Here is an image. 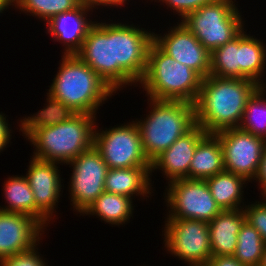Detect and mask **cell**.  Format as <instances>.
<instances>
[{
  "label": "cell",
  "instance_id": "cell-1",
  "mask_svg": "<svg viewBox=\"0 0 266 266\" xmlns=\"http://www.w3.org/2000/svg\"><path fill=\"white\" fill-rule=\"evenodd\" d=\"M259 87L250 79L207 76L194 104L196 125L206 133L238 128L248 99Z\"/></svg>",
  "mask_w": 266,
  "mask_h": 266
},
{
  "label": "cell",
  "instance_id": "cell-2",
  "mask_svg": "<svg viewBox=\"0 0 266 266\" xmlns=\"http://www.w3.org/2000/svg\"><path fill=\"white\" fill-rule=\"evenodd\" d=\"M61 57L48 94L76 114L96 116L99 107L115 92L76 54H62Z\"/></svg>",
  "mask_w": 266,
  "mask_h": 266
},
{
  "label": "cell",
  "instance_id": "cell-3",
  "mask_svg": "<svg viewBox=\"0 0 266 266\" xmlns=\"http://www.w3.org/2000/svg\"><path fill=\"white\" fill-rule=\"evenodd\" d=\"M147 98L150 111L134 122L141 134L144 153L152 162L196 125L195 107L185 101Z\"/></svg>",
  "mask_w": 266,
  "mask_h": 266
},
{
  "label": "cell",
  "instance_id": "cell-4",
  "mask_svg": "<svg viewBox=\"0 0 266 266\" xmlns=\"http://www.w3.org/2000/svg\"><path fill=\"white\" fill-rule=\"evenodd\" d=\"M202 80L196 71L175 61L153 41L145 74L138 84L150 98L195 104Z\"/></svg>",
  "mask_w": 266,
  "mask_h": 266
},
{
  "label": "cell",
  "instance_id": "cell-5",
  "mask_svg": "<svg viewBox=\"0 0 266 266\" xmlns=\"http://www.w3.org/2000/svg\"><path fill=\"white\" fill-rule=\"evenodd\" d=\"M96 116L75 114L69 120L36 129L27 139L33 145L32 157L68 164L94 146Z\"/></svg>",
  "mask_w": 266,
  "mask_h": 266
},
{
  "label": "cell",
  "instance_id": "cell-6",
  "mask_svg": "<svg viewBox=\"0 0 266 266\" xmlns=\"http://www.w3.org/2000/svg\"><path fill=\"white\" fill-rule=\"evenodd\" d=\"M235 1L215 0L188 13L181 22L211 53L230 42L245 27Z\"/></svg>",
  "mask_w": 266,
  "mask_h": 266
},
{
  "label": "cell",
  "instance_id": "cell-7",
  "mask_svg": "<svg viewBox=\"0 0 266 266\" xmlns=\"http://www.w3.org/2000/svg\"><path fill=\"white\" fill-rule=\"evenodd\" d=\"M132 24L113 22L114 63H117V92L142 80L154 32ZM123 87V88H122Z\"/></svg>",
  "mask_w": 266,
  "mask_h": 266
},
{
  "label": "cell",
  "instance_id": "cell-8",
  "mask_svg": "<svg viewBox=\"0 0 266 266\" xmlns=\"http://www.w3.org/2000/svg\"><path fill=\"white\" fill-rule=\"evenodd\" d=\"M97 128L99 129L96 124L94 147L100 152L109 169L151 167L134 120L105 130L102 127L99 130Z\"/></svg>",
  "mask_w": 266,
  "mask_h": 266
},
{
  "label": "cell",
  "instance_id": "cell-9",
  "mask_svg": "<svg viewBox=\"0 0 266 266\" xmlns=\"http://www.w3.org/2000/svg\"><path fill=\"white\" fill-rule=\"evenodd\" d=\"M164 247L187 265H207L212 257L209 224L196 219L166 218Z\"/></svg>",
  "mask_w": 266,
  "mask_h": 266
},
{
  "label": "cell",
  "instance_id": "cell-10",
  "mask_svg": "<svg viewBox=\"0 0 266 266\" xmlns=\"http://www.w3.org/2000/svg\"><path fill=\"white\" fill-rule=\"evenodd\" d=\"M165 189L164 199L169 212L165 218L209 223L221 211L205 180L177 179L169 182Z\"/></svg>",
  "mask_w": 266,
  "mask_h": 266
},
{
  "label": "cell",
  "instance_id": "cell-11",
  "mask_svg": "<svg viewBox=\"0 0 266 266\" xmlns=\"http://www.w3.org/2000/svg\"><path fill=\"white\" fill-rule=\"evenodd\" d=\"M73 170L68 184L70 203L77 214L82 213L105 191L108 166L93 146L68 164Z\"/></svg>",
  "mask_w": 266,
  "mask_h": 266
},
{
  "label": "cell",
  "instance_id": "cell-12",
  "mask_svg": "<svg viewBox=\"0 0 266 266\" xmlns=\"http://www.w3.org/2000/svg\"><path fill=\"white\" fill-rule=\"evenodd\" d=\"M223 149L224 169L254 181L260 166L266 140L239 128L215 133Z\"/></svg>",
  "mask_w": 266,
  "mask_h": 266
},
{
  "label": "cell",
  "instance_id": "cell-13",
  "mask_svg": "<svg viewBox=\"0 0 266 266\" xmlns=\"http://www.w3.org/2000/svg\"><path fill=\"white\" fill-rule=\"evenodd\" d=\"M26 179L36 202V220L47 230L58 207L63 179L60 177L59 163L37 159L31 156ZM58 165V166H57Z\"/></svg>",
  "mask_w": 266,
  "mask_h": 266
},
{
  "label": "cell",
  "instance_id": "cell-14",
  "mask_svg": "<svg viewBox=\"0 0 266 266\" xmlns=\"http://www.w3.org/2000/svg\"><path fill=\"white\" fill-rule=\"evenodd\" d=\"M90 28L76 55L116 93L117 63H114L113 22H99Z\"/></svg>",
  "mask_w": 266,
  "mask_h": 266
},
{
  "label": "cell",
  "instance_id": "cell-15",
  "mask_svg": "<svg viewBox=\"0 0 266 266\" xmlns=\"http://www.w3.org/2000/svg\"><path fill=\"white\" fill-rule=\"evenodd\" d=\"M178 20L164 35L153 34V41L175 61L196 71L203 79L210 75V52Z\"/></svg>",
  "mask_w": 266,
  "mask_h": 266
},
{
  "label": "cell",
  "instance_id": "cell-16",
  "mask_svg": "<svg viewBox=\"0 0 266 266\" xmlns=\"http://www.w3.org/2000/svg\"><path fill=\"white\" fill-rule=\"evenodd\" d=\"M45 228L33 217L0 210V261L36 246Z\"/></svg>",
  "mask_w": 266,
  "mask_h": 266
},
{
  "label": "cell",
  "instance_id": "cell-17",
  "mask_svg": "<svg viewBox=\"0 0 266 266\" xmlns=\"http://www.w3.org/2000/svg\"><path fill=\"white\" fill-rule=\"evenodd\" d=\"M89 12L93 9L81 2L76 8L57 14L45 23L47 34L65 47L63 54H76L81 49L88 31L96 22L88 18Z\"/></svg>",
  "mask_w": 266,
  "mask_h": 266
},
{
  "label": "cell",
  "instance_id": "cell-18",
  "mask_svg": "<svg viewBox=\"0 0 266 266\" xmlns=\"http://www.w3.org/2000/svg\"><path fill=\"white\" fill-rule=\"evenodd\" d=\"M205 134L201 126L195 125L189 132L178 138L151 162V177L152 172L158 169L162 171L168 183L177 179H189L191 160L199 140Z\"/></svg>",
  "mask_w": 266,
  "mask_h": 266
},
{
  "label": "cell",
  "instance_id": "cell-19",
  "mask_svg": "<svg viewBox=\"0 0 266 266\" xmlns=\"http://www.w3.org/2000/svg\"><path fill=\"white\" fill-rule=\"evenodd\" d=\"M246 221L242 209L221 210L209 224L212 256L233 255L237 246V235Z\"/></svg>",
  "mask_w": 266,
  "mask_h": 266
},
{
  "label": "cell",
  "instance_id": "cell-20",
  "mask_svg": "<svg viewBox=\"0 0 266 266\" xmlns=\"http://www.w3.org/2000/svg\"><path fill=\"white\" fill-rule=\"evenodd\" d=\"M151 167L108 169L105 178V191L142 200L154 193L152 190ZM149 194V195H148Z\"/></svg>",
  "mask_w": 266,
  "mask_h": 266
},
{
  "label": "cell",
  "instance_id": "cell-21",
  "mask_svg": "<svg viewBox=\"0 0 266 266\" xmlns=\"http://www.w3.org/2000/svg\"><path fill=\"white\" fill-rule=\"evenodd\" d=\"M223 149L215 133H206L195 149L189 167V179L205 180L224 171Z\"/></svg>",
  "mask_w": 266,
  "mask_h": 266
},
{
  "label": "cell",
  "instance_id": "cell-22",
  "mask_svg": "<svg viewBox=\"0 0 266 266\" xmlns=\"http://www.w3.org/2000/svg\"><path fill=\"white\" fill-rule=\"evenodd\" d=\"M244 30L247 32L244 28L239 33L240 79H250L260 86H266V81L262 79L266 72V44Z\"/></svg>",
  "mask_w": 266,
  "mask_h": 266
},
{
  "label": "cell",
  "instance_id": "cell-23",
  "mask_svg": "<svg viewBox=\"0 0 266 266\" xmlns=\"http://www.w3.org/2000/svg\"><path fill=\"white\" fill-rule=\"evenodd\" d=\"M132 200L124 195L104 191L88 206L82 216L96 215V217H100L101 222L120 226L128 223L131 217L133 218L135 205Z\"/></svg>",
  "mask_w": 266,
  "mask_h": 266
},
{
  "label": "cell",
  "instance_id": "cell-24",
  "mask_svg": "<svg viewBox=\"0 0 266 266\" xmlns=\"http://www.w3.org/2000/svg\"><path fill=\"white\" fill-rule=\"evenodd\" d=\"M205 181L210 189L211 195L221 210L242 209L245 205L243 202L244 199H242L244 198L243 189L247 186L245 184L248 181L244 177L224 170L206 178Z\"/></svg>",
  "mask_w": 266,
  "mask_h": 266
},
{
  "label": "cell",
  "instance_id": "cell-25",
  "mask_svg": "<svg viewBox=\"0 0 266 266\" xmlns=\"http://www.w3.org/2000/svg\"><path fill=\"white\" fill-rule=\"evenodd\" d=\"M46 104L43 109L37 111V113L30 116L20 118L19 132H22V136L27 138L38 128L50 127L56 124L69 120L76 113L72 111L63 102L54 99L48 93H46Z\"/></svg>",
  "mask_w": 266,
  "mask_h": 266
},
{
  "label": "cell",
  "instance_id": "cell-26",
  "mask_svg": "<svg viewBox=\"0 0 266 266\" xmlns=\"http://www.w3.org/2000/svg\"><path fill=\"white\" fill-rule=\"evenodd\" d=\"M3 194L7 205L0 210L29 215L36 219V202L31 187L24 175L9 176L3 184Z\"/></svg>",
  "mask_w": 266,
  "mask_h": 266
},
{
  "label": "cell",
  "instance_id": "cell-27",
  "mask_svg": "<svg viewBox=\"0 0 266 266\" xmlns=\"http://www.w3.org/2000/svg\"><path fill=\"white\" fill-rule=\"evenodd\" d=\"M237 240L233 256L244 266H259L266 245L260 233L245 221L237 235Z\"/></svg>",
  "mask_w": 266,
  "mask_h": 266
},
{
  "label": "cell",
  "instance_id": "cell-28",
  "mask_svg": "<svg viewBox=\"0 0 266 266\" xmlns=\"http://www.w3.org/2000/svg\"><path fill=\"white\" fill-rule=\"evenodd\" d=\"M210 75L240 79L239 34L210 53Z\"/></svg>",
  "mask_w": 266,
  "mask_h": 266
},
{
  "label": "cell",
  "instance_id": "cell-29",
  "mask_svg": "<svg viewBox=\"0 0 266 266\" xmlns=\"http://www.w3.org/2000/svg\"><path fill=\"white\" fill-rule=\"evenodd\" d=\"M266 86H260L248 99L239 129L266 140Z\"/></svg>",
  "mask_w": 266,
  "mask_h": 266
},
{
  "label": "cell",
  "instance_id": "cell-30",
  "mask_svg": "<svg viewBox=\"0 0 266 266\" xmlns=\"http://www.w3.org/2000/svg\"><path fill=\"white\" fill-rule=\"evenodd\" d=\"M12 6L46 23L57 14L76 8L81 0H11ZM29 13V14H28ZM31 14V15H30Z\"/></svg>",
  "mask_w": 266,
  "mask_h": 266
},
{
  "label": "cell",
  "instance_id": "cell-31",
  "mask_svg": "<svg viewBox=\"0 0 266 266\" xmlns=\"http://www.w3.org/2000/svg\"><path fill=\"white\" fill-rule=\"evenodd\" d=\"M38 243L32 249L6 257L0 261V266H49L38 252ZM41 255V256H40Z\"/></svg>",
  "mask_w": 266,
  "mask_h": 266
},
{
  "label": "cell",
  "instance_id": "cell-32",
  "mask_svg": "<svg viewBox=\"0 0 266 266\" xmlns=\"http://www.w3.org/2000/svg\"><path fill=\"white\" fill-rule=\"evenodd\" d=\"M243 210L246 221L260 233L266 244V205L256 200L254 203L251 202L250 205L245 204Z\"/></svg>",
  "mask_w": 266,
  "mask_h": 266
},
{
  "label": "cell",
  "instance_id": "cell-33",
  "mask_svg": "<svg viewBox=\"0 0 266 266\" xmlns=\"http://www.w3.org/2000/svg\"><path fill=\"white\" fill-rule=\"evenodd\" d=\"M153 0H151L152 2ZM155 2H162L167 5V9L173 10L175 15L181 16L182 20L188 13L194 12L200 7L207 5L215 0H154Z\"/></svg>",
  "mask_w": 266,
  "mask_h": 266
},
{
  "label": "cell",
  "instance_id": "cell-34",
  "mask_svg": "<svg viewBox=\"0 0 266 266\" xmlns=\"http://www.w3.org/2000/svg\"><path fill=\"white\" fill-rule=\"evenodd\" d=\"M4 113H0V153L5 148H7V145L10 143V140L12 139V128L10 129V124L8 123V120H6V116Z\"/></svg>",
  "mask_w": 266,
  "mask_h": 266
},
{
  "label": "cell",
  "instance_id": "cell-35",
  "mask_svg": "<svg viewBox=\"0 0 266 266\" xmlns=\"http://www.w3.org/2000/svg\"><path fill=\"white\" fill-rule=\"evenodd\" d=\"M207 266H244L233 255L212 256Z\"/></svg>",
  "mask_w": 266,
  "mask_h": 266
},
{
  "label": "cell",
  "instance_id": "cell-36",
  "mask_svg": "<svg viewBox=\"0 0 266 266\" xmlns=\"http://www.w3.org/2000/svg\"><path fill=\"white\" fill-rule=\"evenodd\" d=\"M127 1L129 2L130 0H81L82 3L87 4L91 9L97 8V10L99 8L98 6H107V8L110 6H116V8L120 6L121 8L126 4Z\"/></svg>",
  "mask_w": 266,
  "mask_h": 266
},
{
  "label": "cell",
  "instance_id": "cell-37",
  "mask_svg": "<svg viewBox=\"0 0 266 266\" xmlns=\"http://www.w3.org/2000/svg\"><path fill=\"white\" fill-rule=\"evenodd\" d=\"M254 180L258 182L259 189L266 186V145L263 150L258 173Z\"/></svg>",
  "mask_w": 266,
  "mask_h": 266
},
{
  "label": "cell",
  "instance_id": "cell-38",
  "mask_svg": "<svg viewBox=\"0 0 266 266\" xmlns=\"http://www.w3.org/2000/svg\"><path fill=\"white\" fill-rule=\"evenodd\" d=\"M11 5V0H0V15L4 13L3 11H6V9H8Z\"/></svg>",
  "mask_w": 266,
  "mask_h": 266
},
{
  "label": "cell",
  "instance_id": "cell-39",
  "mask_svg": "<svg viewBox=\"0 0 266 266\" xmlns=\"http://www.w3.org/2000/svg\"><path fill=\"white\" fill-rule=\"evenodd\" d=\"M260 194H261V198L262 199H260L261 200V202L264 204V205H266V186H263L262 188H260Z\"/></svg>",
  "mask_w": 266,
  "mask_h": 266
},
{
  "label": "cell",
  "instance_id": "cell-40",
  "mask_svg": "<svg viewBox=\"0 0 266 266\" xmlns=\"http://www.w3.org/2000/svg\"><path fill=\"white\" fill-rule=\"evenodd\" d=\"M259 266H266V245H265L264 252L262 255V260Z\"/></svg>",
  "mask_w": 266,
  "mask_h": 266
},
{
  "label": "cell",
  "instance_id": "cell-41",
  "mask_svg": "<svg viewBox=\"0 0 266 266\" xmlns=\"http://www.w3.org/2000/svg\"><path fill=\"white\" fill-rule=\"evenodd\" d=\"M188 266V265H187ZM189 266H207V265H189Z\"/></svg>",
  "mask_w": 266,
  "mask_h": 266
}]
</instances>
